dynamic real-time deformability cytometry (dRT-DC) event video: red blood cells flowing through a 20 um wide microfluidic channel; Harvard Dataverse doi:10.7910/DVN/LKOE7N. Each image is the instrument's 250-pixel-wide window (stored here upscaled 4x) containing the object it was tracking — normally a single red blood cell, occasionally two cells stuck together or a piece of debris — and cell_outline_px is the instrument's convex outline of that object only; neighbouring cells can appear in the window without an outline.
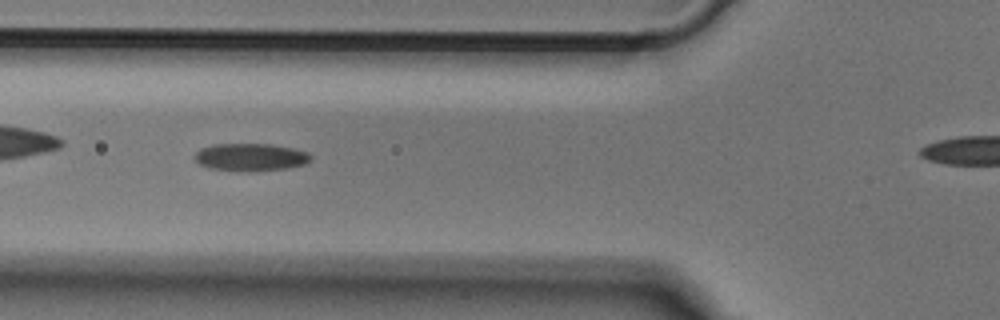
{"species": "Egyptian fruit bat (a non-hibernating species)", "species_latin": "Rousettus aegyptiacus", "temperature_condition": "cold", "stored_images_in_passage": 17, "camera_frame_rate_fps": 3000, "um_per_image_px": 0.085, "animal": {"sex": "male"}, "frame": {"image": 1, "passage_image": 17, "time_ms": 5.333, "image_size_px": [1000, 320], "cell_outline_px": [[312, 160], [304, 164], [288, 168], [208, 168], [200, 164], [196, 160], [196, 152], [200, 148], [212, 144], [272, 144], [292, 148], [308, 152], [312, 156]], "centroid_in_image_um": [21.33, 13.29], "position_along_channel_um": 104.5, "area_um2": 17.63}}